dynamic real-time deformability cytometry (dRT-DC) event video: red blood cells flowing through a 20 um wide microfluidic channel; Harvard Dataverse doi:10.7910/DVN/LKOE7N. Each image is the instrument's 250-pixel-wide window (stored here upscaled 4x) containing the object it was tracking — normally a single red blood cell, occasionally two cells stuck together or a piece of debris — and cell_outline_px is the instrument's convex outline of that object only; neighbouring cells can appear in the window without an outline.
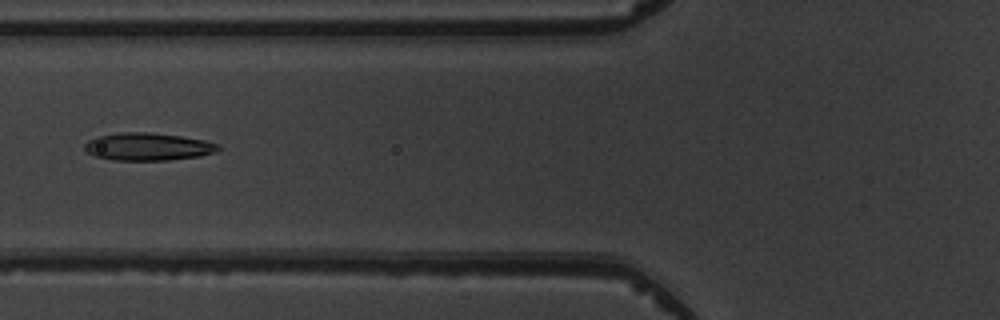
{"species": "common noctule bat (a hibernating species)", "species_latin": "Nyctalus noctula", "temperature_condition": "warm", "stored_images_in_passage": 4, "camera_frame_rate_fps": 3000, "um_per_image_px": 0.085, "animal": {"sex": "male", "body_mass_g": 19.5, "forearm_length_mm": 54.6}, "frame": {"image": 1, "passage_image": 4, "time_ms": 3.333, "image_size_px": [1000, 320], "cell_outline_px": [[224, 148], [216, 152], [200, 156], [168, 160], [112, 160], [96, 156], [88, 152], [84, 148], [84, 144], [88, 140], [96, 136], [120, 132], [148, 132], [180, 136], [204, 140], [216, 144]], "centroid_in_image_um": [12.57, 12.46], "position_along_channel_um": 113.2, "area_um2": 21.56}}